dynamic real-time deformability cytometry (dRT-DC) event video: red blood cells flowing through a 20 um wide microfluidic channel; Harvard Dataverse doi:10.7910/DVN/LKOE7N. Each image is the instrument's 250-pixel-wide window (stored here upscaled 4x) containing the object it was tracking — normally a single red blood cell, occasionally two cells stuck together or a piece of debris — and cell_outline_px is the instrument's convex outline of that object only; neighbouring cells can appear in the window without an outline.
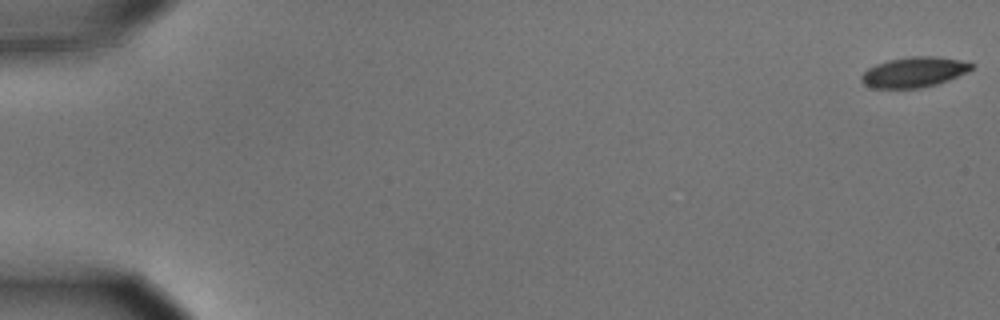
{"species": "common noctule bat (a hibernating species)", "species_latin": "Nyctalus noctula", "temperature_condition": "cold", "stored_images_in_passage": 6, "camera_frame_rate_fps": 3000, "um_per_image_px": 0.085, "animal": {"sex": "male", "body_mass_g": 15.6}, "frame": {"image": 1, "passage_image": 1, "time_ms": 0.0, "image_size_px": [1000, 320], "cell_outline_px": [[976, 64], [968, 72], [948, 80], [936, 84], [920, 88], [872, 88], [864, 84], [860, 80], [860, 76], [868, 68], [876, 64], [888, 60], [912, 56], [936, 56]], "centroid_in_image_um": [77.67, 6.13], "position_along_channel_um": 7.3, "area_um2": 19.36}}
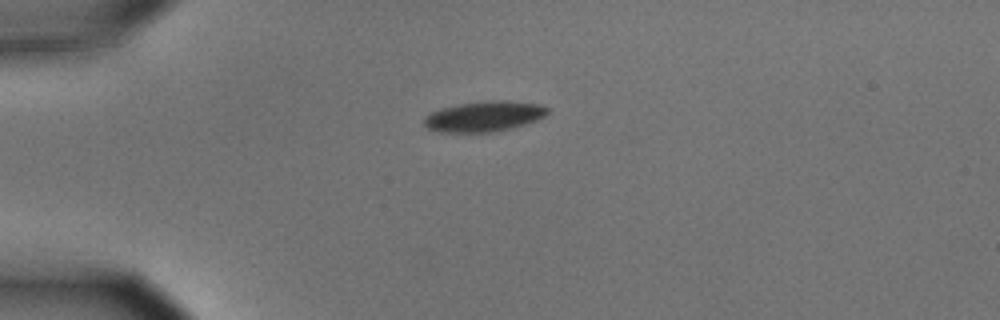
{"frame": {"image": 2, "passage_image": 5, "time_ms": 1.333, "image_size_px": [1000, 320], "cell_outline_px": [[548, 112], [544, 116], [536, 120], [524, 124], [496, 132], [440, 132], [428, 128], [424, 124], [424, 116], [440, 108], [460, 104], [484, 100], [508, 100], [540, 104], [548, 108]], "centroid_in_image_um": [41.14, 9.88], "position_along_channel_um": 43.9, "area_um2": 21.91}}